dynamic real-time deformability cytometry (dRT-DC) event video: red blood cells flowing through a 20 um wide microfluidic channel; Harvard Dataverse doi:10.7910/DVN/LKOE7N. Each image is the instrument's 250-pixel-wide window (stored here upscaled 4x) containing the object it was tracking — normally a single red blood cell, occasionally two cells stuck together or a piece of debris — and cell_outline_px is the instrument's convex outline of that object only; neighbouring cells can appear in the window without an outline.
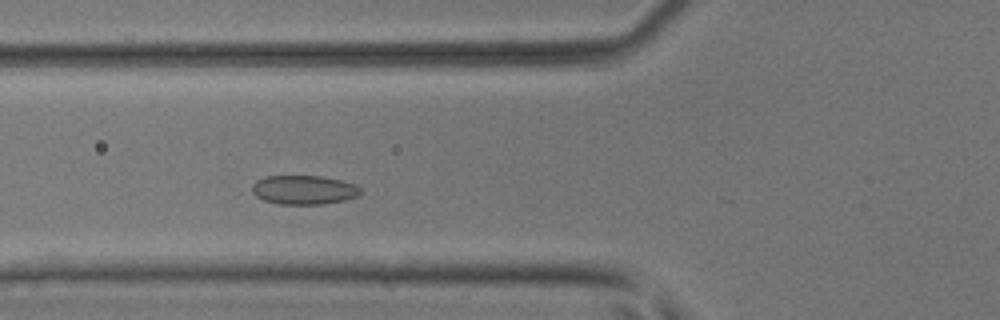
{"species": "common noctule bat (a hibernating species)", "species_latin": "Nyctalus noctula", "temperature_condition": "room temperature", "stored_images_in_passage": 20, "camera_frame_rate_fps": 3000, "um_per_image_px": 0.085, "animal": {"sex": "male", "body_mass_g": 17.9, "forearm_length_mm": 54.2}, "frame": {"image": 1, "passage_image": 7, "time_ms": 2.0, "image_size_px": [1000, 320], "cell_outline_px": [[360, 192], [356, 196], [344, 200], [324, 204], [280, 204], [264, 200], [256, 196], [252, 192], [252, 184], [256, 180], [264, 176], [320, 176], [340, 180], [356, 184], [360, 188]], "centroid_in_image_um": [25.8, 16.13], "position_along_channel_um": 100.0, "area_um2": 18.32}}
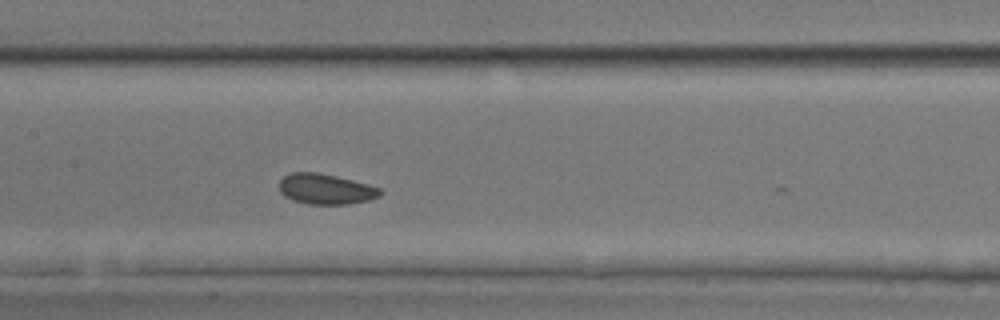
{"frame": {"image": 2, "passage_image": 13, "time_ms": 4.0, "image_size_px": [1000, 320], "cell_outline_px": [[384, 192], [380, 196], [368, 200], [348, 204], [308, 204], [292, 200], [284, 196], [280, 192], [280, 180], [284, 176], [292, 172], [316, 172], [336, 176], [368, 184], [380, 188]], "centroid_in_image_um": [27.69, 16.07], "position_along_channel_um": 179.7, "area_um2": 17.92}}
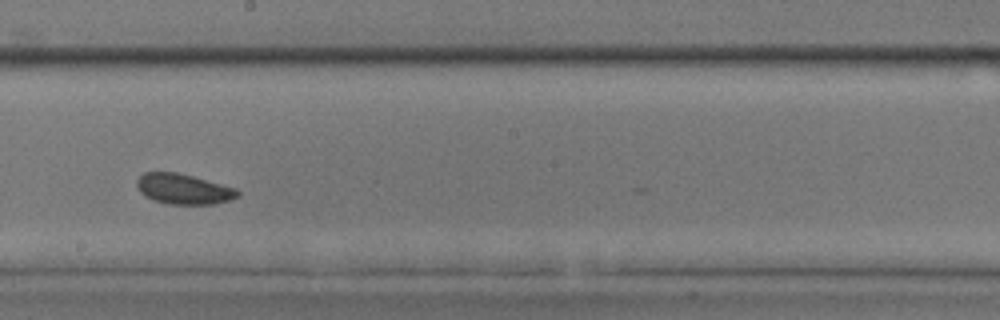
{"frame": {"image": 3, "passage_image": 17, "time_ms": 5.333, "image_size_px": [1000, 320], "cell_outline_px": [[240, 196], [232, 200], [212, 204], [168, 204], [152, 200], [144, 196], [140, 192], [136, 184], [136, 180], [144, 172], [176, 172], [192, 176], [236, 188], [240, 192]], "centroid_in_image_um": [15.6, 16.07], "position_along_channel_um": 232.6, "area_um2": 17.92}}